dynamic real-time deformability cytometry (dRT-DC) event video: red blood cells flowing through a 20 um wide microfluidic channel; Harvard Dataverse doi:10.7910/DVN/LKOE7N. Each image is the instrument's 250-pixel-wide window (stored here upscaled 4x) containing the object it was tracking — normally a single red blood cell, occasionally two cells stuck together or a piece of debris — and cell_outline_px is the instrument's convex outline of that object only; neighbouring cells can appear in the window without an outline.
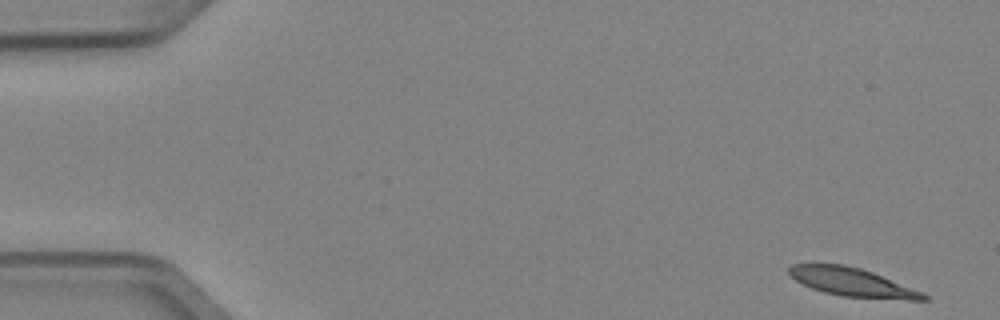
{"species": "Egyptian fruit bat (a non-hibernating species)", "species_latin": "Rousettus aegyptiacus", "temperature_condition": "cold", "stored_images_in_passage": 6, "camera_frame_rate_fps": 3000, "um_per_image_px": 0.085, "animal": {"sex": "female"}, "frame": {"image": 1, "passage_image": 1, "time_ms": 0.0, "image_size_px": [1000, 320], "cell_outline_px": [[928, 300], [908, 300], [844, 296], [824, 292], [812, 288], [796, 280], [788, 272], [788, 268], [792, 264], [844, 264], [860, 268], [872, 272], [924, 292], [928, 296]], "centroid_in_image_um": [72.47, 23.98], "position_along_channel_um": 12.5, "area_um2": 22.08}}
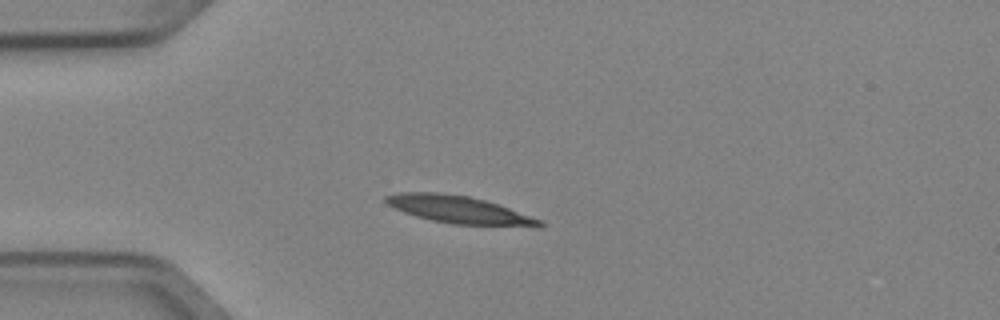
{"frame": {"image": 2, "passage_image": 4, "time_ms": 1.0, "image_size_px": [1000, 320], "cell_outline_px": [[544, 228], [540, 228], [452, 224], [432, 220], [416, 216], [404, 212], [388, 204], [384, 200], [384, 196], [396, 192], [440, 192], [468, 196], [484, 200], [544, 220]], "centroid_in_image_um": [39.1, 17.85], "position_along_channel_um": 45.9, "area_um2": 24.97}}
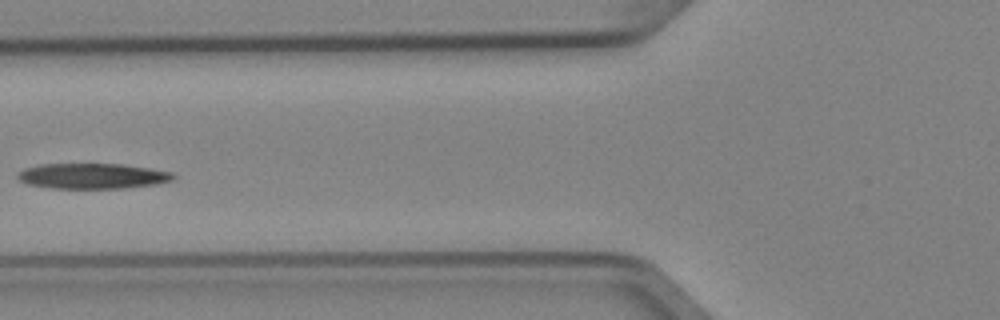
{"frame": {"image": 3, "passage_image": 6, "time_ms": 1.667, "image_size_px": [1000, 320], "cell_outline_px": [[176, 176], [172, 180], [156, 184], [124, 188], [52, 188], [28, 184], [16, 180], [16, 172], [24, 168], [36, 164], [124, 164], [172, 172]], "centroid_in_image_um": [7.79, 14.95], "position_along_channel_um": 118.0, "area_um2": 23.24}}